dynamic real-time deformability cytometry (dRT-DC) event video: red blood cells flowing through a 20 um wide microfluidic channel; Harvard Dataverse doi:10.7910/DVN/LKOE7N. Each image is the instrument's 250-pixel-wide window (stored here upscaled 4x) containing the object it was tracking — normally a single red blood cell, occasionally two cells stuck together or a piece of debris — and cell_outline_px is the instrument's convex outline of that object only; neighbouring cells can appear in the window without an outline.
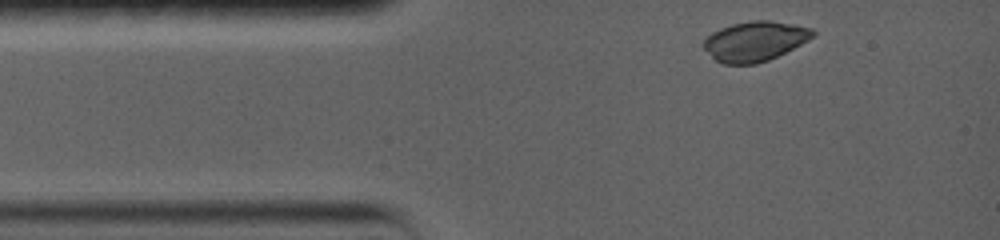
{"species": "common noctule bat (a hibernating species)", "species_latin": "Nyctalus noctula", "temperature_condition": "warm", "stored_images_in_passage": 17, "camera_frame_rate_fps": 5000, "um_per_image_px": 0.085, "animal": {"sex": "female", "body_mass_g": 19.0, "forearm_length_mm": 56.7}, "frame": {"image": 1, "passage_image": 1, "time_ms": 0.0, "image_size_px": [1000, 240], "cell_outline_px": [[816, 32], [808, 40], [768, 60], [756, 64], [724, 64], [716, 60], [700, 44], [712, 32], [720, 28], [732, 24], [752, 20], [772, 20], [812, 28]], "centroid_in_image_um": [64.14, 3.49], "position_along_channel_um": 20.9, "area_um2": 25.14}}
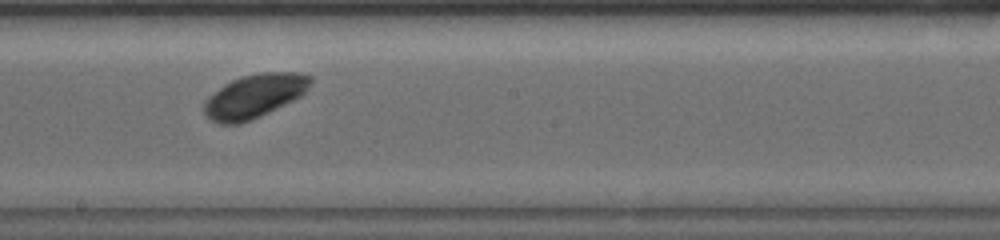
{"frame": {"image": 2, "passage_image": 10, "time_ms": 6.6, "image_size_px": [1000, 240], "cell_outline_px": [[312, 80], [304, 92], [300, 96], [252, 120], [240, 124], [220, 124], [204, 116], [204, 100], [208, 96], [224, 84], [240, 76], [260, 72], [300, 72], [312, 76]], "centroid_in_image_um": [21.59, 8.16], "position_along_channel_um": 226.6, "area_um2": 27.11}}
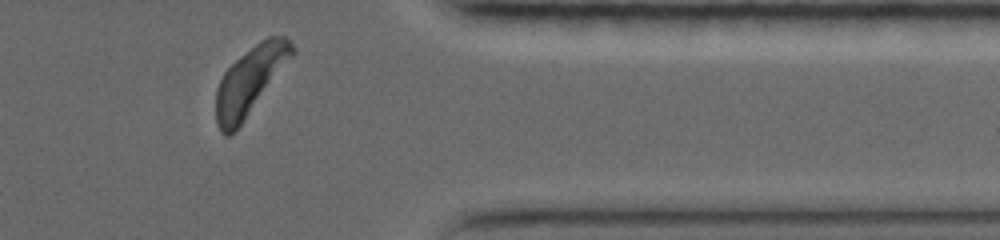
{"frame": {"image": 3, "passage_image": 17, "time_ms": 11.4, "image_size_px": [1000, 240], "cell_outline_px": [[296, 52], [236, 132], [228, 136], [224, 136], [220, 132], [216, 124], [216, 88], [224, 72], [240, 56], [260, 40], [268, 36], [284, 36], [296, 48]], "centroid_in_image_um": [21.24, 6.9], "position_along_channel_um": 390.2, "area_um2": 30.17}, "authors_computed_cell_mechanics": {"area_um2": 26.877, "velocity_mm_per_s": 3.641, "shape_relaxation_time_tau1_ms": 1.2573, "shape_relaxation_time_tau2_ms": null, "deformation_change_tau1": 0.1288, "deformation_change_tau2": null}}